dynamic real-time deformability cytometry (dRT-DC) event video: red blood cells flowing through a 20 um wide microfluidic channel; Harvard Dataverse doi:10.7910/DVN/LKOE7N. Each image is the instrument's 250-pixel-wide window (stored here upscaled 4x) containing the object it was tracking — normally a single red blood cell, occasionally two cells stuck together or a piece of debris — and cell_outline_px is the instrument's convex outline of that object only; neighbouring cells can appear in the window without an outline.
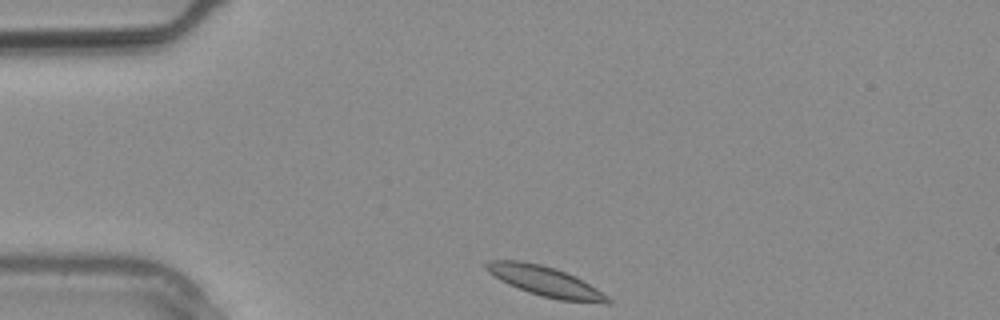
{"species": "common noctule bat (a hibernating species)", "species_latin": "Nyctalus noctula", "temperature_condition": "warm", "stored_images_in_passage": 4, "segment_of_instrument_passage": [2, 2], "camera_frame_rate_fps": 3000, "um_per_image_px": 0.085, "animal": {"sex": "male", "body_mass_g": 20.4}, "frame": {"image": 1, "passage_image": 4, "time_ms": 1.0, "image_size_px": [1000, 320], "cell_outline_px": [[612, 304], [608, 304], [560, 300], [540, 296], [528, 292], [508, 284], [500, 280], [488, 272], [484, 268], [484, 264], [488, 260], [520, 260], [540, 264], [556, 268], [596, 288], [608, 296], [612, 300]], "centroid_in_image_um": [46.32, 23.92], "position_along_channel_um": 38.7, "area_um2": 21.15}}